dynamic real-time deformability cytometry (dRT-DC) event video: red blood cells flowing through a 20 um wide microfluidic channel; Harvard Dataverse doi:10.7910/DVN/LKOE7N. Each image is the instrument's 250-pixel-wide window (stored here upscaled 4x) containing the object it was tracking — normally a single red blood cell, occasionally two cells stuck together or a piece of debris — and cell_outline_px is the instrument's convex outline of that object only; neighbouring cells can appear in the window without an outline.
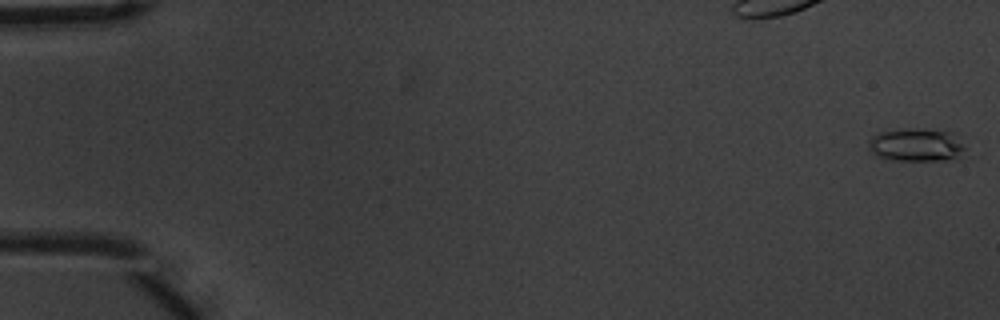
{"species": "common noctule bat (a hibernating species)", "species_latin": "Nyctalus noctula", "temperature_condition": "warm", "stored_images_in_passage": 56, "camera_frame_rate_fps": 3000, "um_per_image_px": 0.085, "animal": {"sex": "male", "body_mass_g": 20.1, "forearm_length_mm": 53.5}, "frame": {"image": 1, "passage_image": 1, "time_ms": 0.0, "image_size_px": [1000, 320], "cell_outline_px": [[964, 148], [956, 156], [948, 160], [884, 160], [876, 156], [868, 148], [868, 140], [876, 132], [904, 128], [924, 128], [952, 132]], "centroid_in_image_um": [77.76, 12.3], "position_along_channel_um": 7.2, "area_um2": 18.73}}
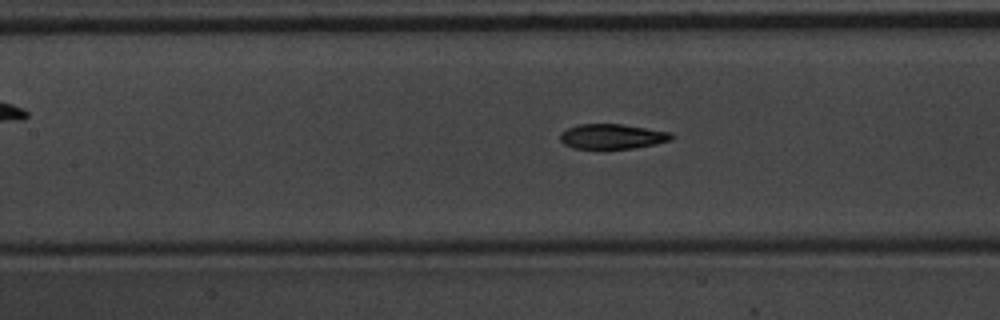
{"frame": {"image": 2, "passage_image": 26, "time_ms": 8.333, "image_size_px": [1000, 320], "cell_outline_px": [[676, 136], [672, 140], [656, 144], [632, 148], [572, 148], [564, 144], [560, 140], [560, 132], [568, 128], [580, 124], [620, 124], [672, 132]], "centroid_in_image_um": [52.07, 11.59], "position_along_channel_um": 155.3, "area_um2": 16.18}}
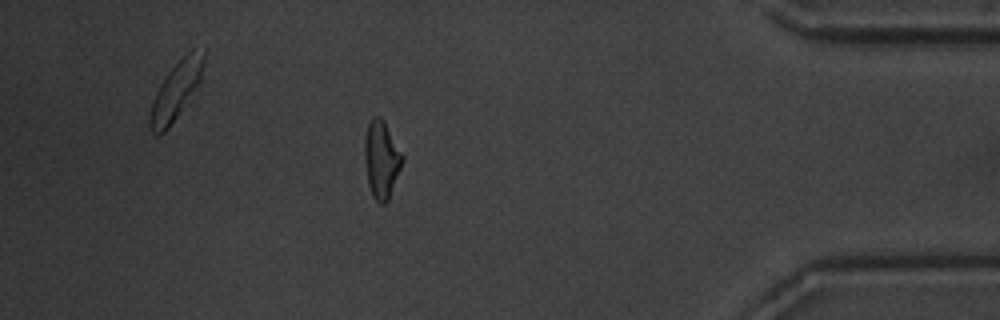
{"frame": {"image": 3, "passage_image": 49, "time_ms": 16.0, "image_size_px": [1000, 320], "cell_outline_px": [[404, 160], [388, 200], [384, 204], [380, 204], [372, 196], [368, 184], [364, 156], [364, 140], [368, 124], [372, 116], [380, 116], [384, 120], [404, 156]], "centroid_in_image_um": [32.42, 13.54], "position_along_channel_um": 402.8, "area_um2": 17.17}, "authors_computed_cell_mechanics": {"area_um2": 16.8198, "velocity_mm_per_s": 3.7262, "shape_relaxation_time_tau1_ms": 5.8098, "shape_relaxation_time_tau2_ms": 1.9077, "deformation_change_tau1": 0.1958, "deformation_change_tau2": 0.0871}}